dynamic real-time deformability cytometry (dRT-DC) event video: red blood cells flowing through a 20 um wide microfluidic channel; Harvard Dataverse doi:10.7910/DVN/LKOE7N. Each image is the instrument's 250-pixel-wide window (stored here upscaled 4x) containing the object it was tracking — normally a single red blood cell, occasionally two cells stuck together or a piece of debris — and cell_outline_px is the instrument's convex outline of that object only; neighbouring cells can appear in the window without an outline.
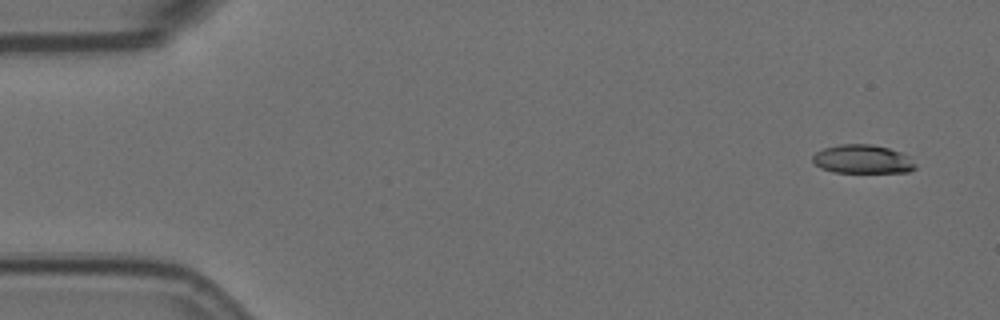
{"species": "Egyptian fruit bat (a non-hibernating species)", "species_latin": "Rousettus aegyptiacus", "temperature_condition": "room temperature", "stored_images_in_passage": 4, "camera_frame_rate_fps": 3000, "um_per_image_px": 0.085, "animal": {"sex": "female"}, "frame": {"image": 1, "passage_image": 1, "time_ms": 0.0, "image_size_px": [1000, 320], "cell_outline_px": [[916, 168], [908, 172], [836, 172], [820, 168], [812, 160], [812, 156], [816, 152], [824, 148], [840, 144], [872, 144], [888, 148], [912, 156], [916, 164]], "centroid_in_image_um": [73.36, 13.53], "position_along_channel_um": 11.6, "area_um2": 17.28}}